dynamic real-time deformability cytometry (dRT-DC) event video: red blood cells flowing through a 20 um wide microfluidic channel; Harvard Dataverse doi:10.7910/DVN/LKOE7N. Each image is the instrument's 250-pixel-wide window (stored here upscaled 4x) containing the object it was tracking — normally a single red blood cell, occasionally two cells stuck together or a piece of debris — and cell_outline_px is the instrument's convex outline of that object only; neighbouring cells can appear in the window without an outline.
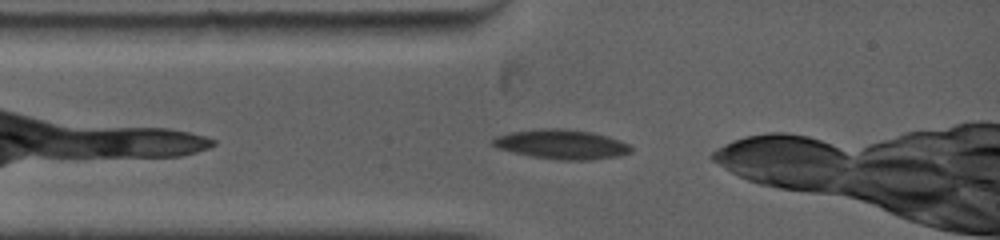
{"species": "common noctule bat (a hibernating species)", "species_latin": "Nyctalus noctula", "temperature_condition": "warm", "stored_images_in_passage": 21, "camera_frame_rate_fps": 5000, "um_per_image_px": 0.085, "animal": {"sex": "female", "body_mass_g": 19.0, "forearm_length_mm": 53.3}, "frame": {"image": 1, "passage_image": 1, "time_ms": 0.0, "image_size_px": [1000, 240], "cell_outline_px": [[632, 152], [620, 156], [588, 160], [560, 160], [532, 156], [512, 152], [500, 148], [492, 144], [492, 140], [496, 136], [512, 132], [540, 128], [560, 128], [592, 132], [608, 136], [620, 140], [628, 144], [632, 148]], "centroid_in_image_um": [47.77, 12.26], "position_along_channel_um": 37.2, "area_um2": 23.7}}
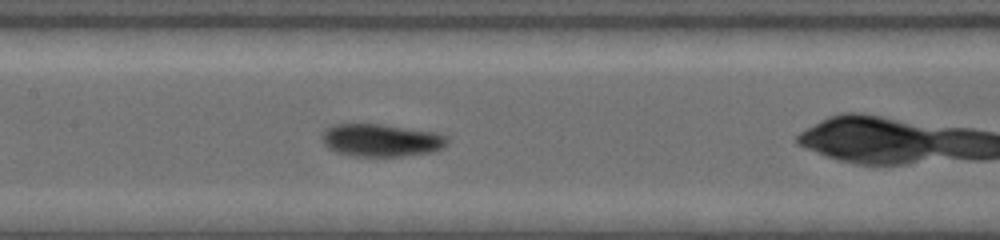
{"frame": {"image": 2, "passage_image": 8, "time_ms": 3.6, "image_size_px": [1000, 240], "cell_outline_px": [[448, 144], [444, 148], [432, 152], [404, 156], [352, 156], [336, 152], [328, 148], [324, 144], [324, 132], [328, 128], [336, 124], [380, 124], [436, 132], [448, 136]], "centroid_in_image_um": [32.47, 11.93], "position_along_channel_um": 174.9, "area_um2": 23.81}}
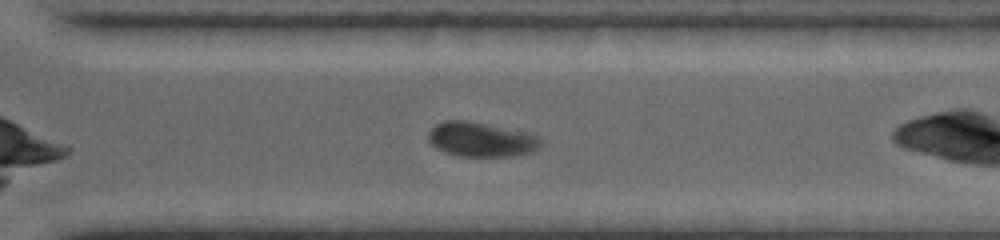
{"frame": {"image": 3, "passage_image": 16, "time_ms": 7.6, "image_size_px": [1000, 240], "cell_outline_px": [[540, 144], [532, 152], [512, 156], [456, 156], [444, 152], [436, 148], [428, 140], [428, 132], [436, 124], [444, 120], [468, 120], [524, 132], [540, 136]], "centroid_in_image_um": [40.84, 11.85], "position_along_channel_um": 329.8, "area_um2": 22.54}, "authors_computed_cell_mechanics": {"area_um2": 23.3512, "velocity_mm_per_s": 3.8677, "shape_relaxation_time_tau1_ms": 4.3063, "shape_relaxation_time_tau2_ms": 1.7363, "deformation_change_tau1": 0.1342, "deformation_change_tau2": 0.0524}}